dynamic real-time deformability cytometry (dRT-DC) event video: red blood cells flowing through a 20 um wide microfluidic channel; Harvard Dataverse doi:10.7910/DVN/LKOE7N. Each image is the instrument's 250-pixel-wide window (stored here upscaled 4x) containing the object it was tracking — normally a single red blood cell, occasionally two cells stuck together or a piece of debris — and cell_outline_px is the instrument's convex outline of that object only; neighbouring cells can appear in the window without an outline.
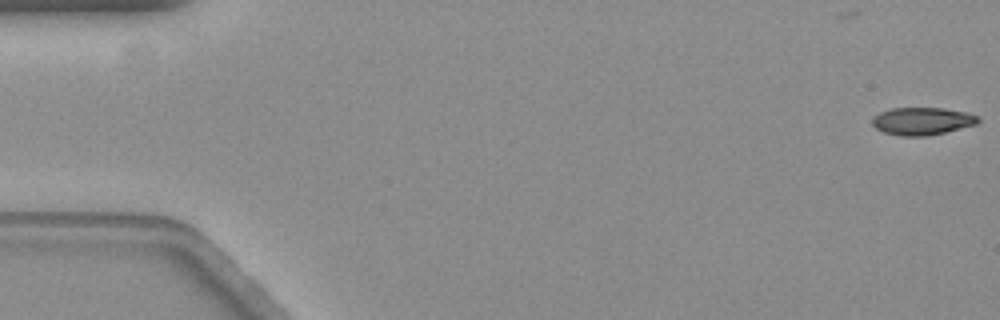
{"species": "common noctule bat (a hibernating species)", "species_latin": "Nyctalus noctula", "temperature_condition": "warm", "stored_images_in_passage": 59, "camera_frame_rate_fps": 3000, "um_per_image_px": 0.085, "animal": {"sex": "female", "body_mass_g": 19.3, "forearm_length_mm": 54.1}, "frame": {"image": 1, "passage_image": 1, "time_ms": 0.0, "image_size_px": [1000, 320], "cell_outline_px": [[980, 120], [976, 124], [944, 132], [924, 136], [900, 136], [884, 132], [876, 128], [872, 124], [872, 116], [880, 112], [892, 108], [944, 108], [968, 112], [976, 116]], "centroid_in_image_um": [78.36, 10.29], "position_along_channel_um": 6.6, "area_um2": 16.94}}
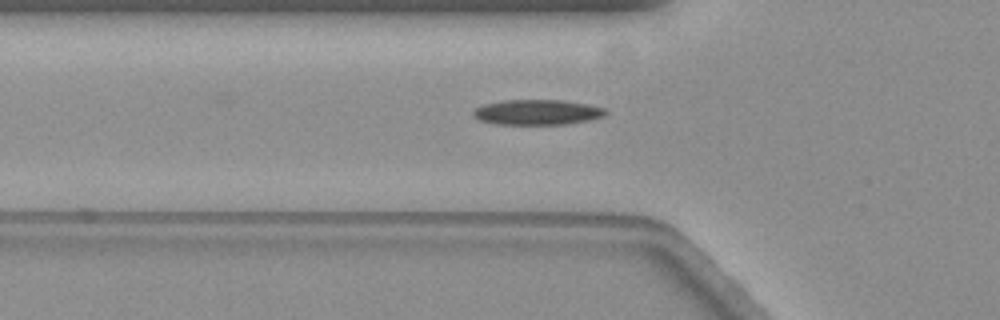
{"frame": {"image": 2, "passage_image": 20, "time_ms": 6.333, "image_size_px": [1000, 320], "cell_outline_px": [[608, 112], [604, 116], [588, 120], [564, 124], [496, 124], [480, 120], [472, 116], [472, 112], [476, 108], [484, 104], [504, 100], [564, 100], [604, 108]], "centroid_in_image_um": [45.63, 9.54], "position_along_channel_um": 80.2, "area_um2": 19.31}}
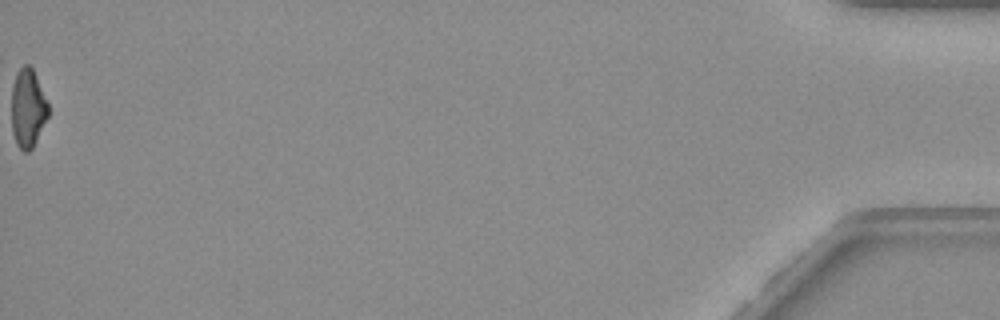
{"frame": {"image": 3, "passage_image": 59, "time_ms": 19.333, "image_size_px": [1000, 320], "cell_outline_px": [[48, 116], [32, 148], [28, 152], [24, 152], [16, 144], [12, 132], [12, 84], [16, 68], [24, 64], [28, 64], [32, 68], [48, 104]], "centroid_in_image_um": [2.33, 9.17], "position_along_channel_um": 432.9, "area_um2": 16.82}, "authors_computed_cell_mechanics": {"area_um2": 18.3804, "velocity_mm_per_s": 3.5468, "shape_relaxation_time_tau1_ms": 4.6924, "shape_relaxation_time_tau2_ms": 6.2558, "deformation_change_tau1": 0.1595, "deformation_change_tau2": 0.1355}}